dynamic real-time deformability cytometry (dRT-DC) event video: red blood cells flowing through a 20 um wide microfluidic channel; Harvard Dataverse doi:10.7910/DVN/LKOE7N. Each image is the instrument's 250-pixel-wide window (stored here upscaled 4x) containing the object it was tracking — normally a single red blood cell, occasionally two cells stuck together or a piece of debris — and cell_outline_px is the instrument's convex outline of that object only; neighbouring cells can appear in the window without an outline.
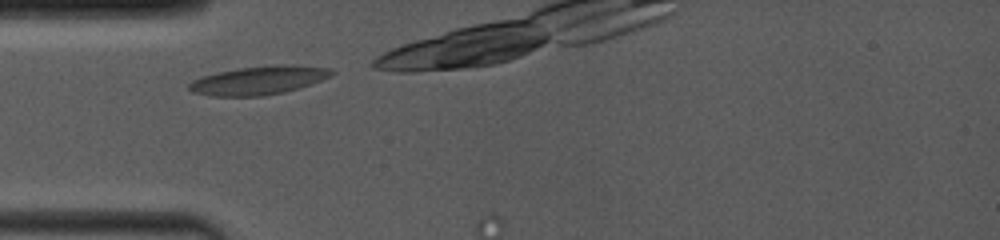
{"species": "common noctule bat (a hibernating species)", "species_latin": "Nyctalus noctula", "temperature_condition": "room temperature", "stored_images_in_passage": 3, "camera_frame_rate_fps": 4000, "um_per_image_px": 0.085, "animal": {"sex": "female", "body_mass_g": 19.0, "forearm_length_mm": 53.3}, "frame": {"image": 1, "passage_image": 1, "time_ms": 0.0, "image_size_px": [1000, 240], "cell_outline_px": [[336, 72], [332, 76], [300, 88], [284, 92], [260, 96], [212, 96], [192, 92], [188, 88], [188, 84], [192, 80], [200, 76], [216, 72], [240, 68], [276, 64], [284, 64], [328, 68]], "centroid_in_image_um": [21.97, 6.82], "position_along_channel_um": 63.0, "area_um2": 23.81}}